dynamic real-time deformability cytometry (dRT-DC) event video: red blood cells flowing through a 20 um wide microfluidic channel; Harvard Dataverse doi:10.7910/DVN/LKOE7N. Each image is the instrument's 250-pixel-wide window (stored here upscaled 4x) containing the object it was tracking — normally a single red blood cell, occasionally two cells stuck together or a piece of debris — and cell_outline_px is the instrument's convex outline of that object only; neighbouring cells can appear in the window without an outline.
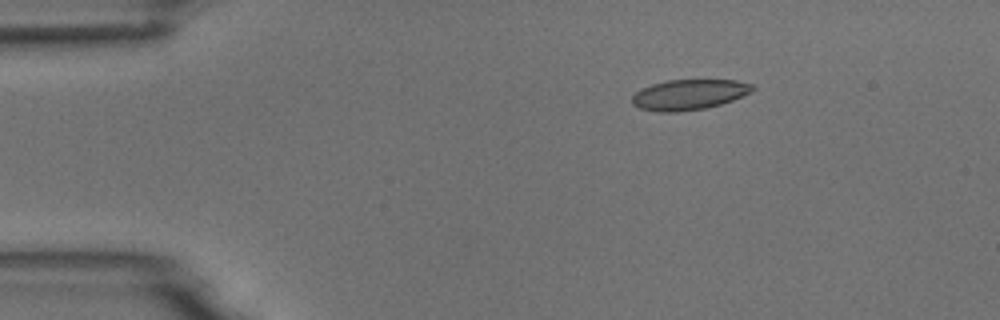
{"species": "common noctule bat (a hibernating species)", "species_latin": "Nyctalus noctula", "temperature_condition": "room temperature", "stored_images_in_passage": 4, "camera_frame_rate_fps": 3000, "um_per_image_px": 0.085, "animal": {"sex": "male", "body_mass_g": 18.8}, "frame": {"image": 1, "passage_image": 2, "time_ms": 2.0, "image_size_px": [1000, 320], "cell_outline_px": [[756, 88], [752, 92], [732, 100], [720, 104], [704, 108], [676, 112], [660, 112], [640, 108], [632, 104], [632, 96], [636, 92], [652, 84], [668, 80], [736, 80], [752, 84]], "centroid_in_image_um": [58.58, 8.04], "position_along_channel_um": 26.4, "area_um2": 21.15}}